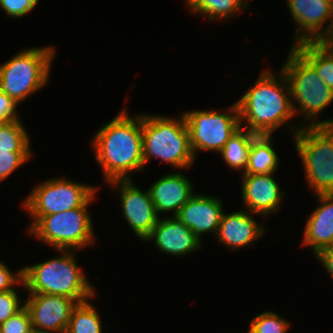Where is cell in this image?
I'll list each match as a JSON object with an SVG mask.
<instances>
[{"label": "cell", "mask_w": 333, "mask_h": 333, "mask_svg": "<svg viewBox=\"0 0 333 333\" xmlns=\"http://www.w3.org/2000/svg\"><path fill=\"white\" fill-rule=\"evenodd\" d=\"M125 107L90 141L105 183L129 180L132 171H144L142 114L131 116Z\"/></svg>", "instance_id": "cell-1"}, {"label": "cell", "mask_w": 333, "mask_h": 333, "mask_svg": "<svg viewBox=\"0 0 333 333\" xmlns=\"http://www.w3.org/2000/svg\"><path fill=\"white\" fill-rule=\"evenodd\" d=\"M279 72L274 74L269 69L261 71L253 87L237 101L242 128L257 135L273 136L276 130L285 126L293 137L302 127V122L288 124L295 114L288 80L281 69Z\"/></svg>", "instance_id": "cell-2"}, {"label": "cell", "mask_w": 333, "mask_h": 333, "mask_svg": "<svg viewBox=\"0 0 333 333\" xmlns=\"http://www.w3.org/2000/svg\"><path fill=\"white\" fill-rule=\"evenodd\" d=\"M61 255L22 267L28 294L62 295L81 303L93 299L97 292L77 263L76 250H54Z\"/></svg>", "instance_id": "cell-3"}, {"label": "cell", "mask_w": 333, "mask_h": 333, "mask_svg": "<svg viewBox=\"0 0 333 333\" xmlns=\"http://www.w3.org/2000/svg\"><path fill=\"white\" fill-rule=\"evenodd\" d=\"M290 48L280 69L289 83L294 114L303 116L302 127L333 126V118L317 120L328 105L333 103V90L325 85L314 66L294 46Z\"/></svg>", "instance_id": "cell-4"}, {"label": "cell", "mask_w": 333, "mask_h": 333, "mask_svg": "<svg viewBox=\"0 0 333 333\" xmlns=\"http://www.w3.org/2000/svg\"><path fill=\"white\" fill-rule=\"evenodd\" d=\"M142 144L144 167L153 158L174 169H189L196 160L189 129L182 113L179 118L142 114Z\"/></svg>", "instance_id": "cell-5"}, {"label": "cell", "mask_w": 333, "mask_h": 333, "mask_svg": "<svg viewBox=\"0 0 333 333\" xmlns=\"http://www.w3.org/2000/svg\"><path fill=\"white\" fill-rule=\"evenodd\" d=\"M55 46L23 49L0 65V92L18 104L48 84Z\"/></svg>", "instance_id": "cell-6"}, {"label": "cell", "mask_w": 333, "mask_h": 333, "mask_svg": "<svg viewBox=\"0 0 333 333\" xmlns=\"http://www.w3.org/2000/svg\"><path fill=\"white\" fill-rule=\"evenodd\" d=\"M95 196L82 207L41 216L31 227H27L26 233L54 250L80 251L86 246H94L97 237L88 208Z\"/></svg>", "instance_id": "cell-7"}, {"label": "cell", "mask_w": 333, "mask_h": 333, "mask_svg": "<svg viewBox=\"0 0 333 333\" xmlns=\"http://www.w3.org/2000/svg\"><path fill=\"white\" fill-rule=\"evenodd\" d=\"M292 138L306 186L314 195L333 193V126H304Z\"/></svg>", "instance_id": "cell-8"}, {"label": "cell", "mask_w": 333, "mask_h": 333, "mask_svg": "<svg viewBox=\"0 0 333 333\" xmlns=\"http://www.w3.org/2000/svg\"><path fill=\"white\" fill-rule=\"evenodd\" d=\"M98 189L96 186L75 182L66 177L47 179L37 184L22 202L24 210L32 218L28 227L41 216L84 206Z\"/></svg>", "instance_id": "cell-9"}, {"label": "cell", "mask_w": 333, "mask_h": 333, "mask_svg": "<svg viewBox=\"0 0 333 333\" xmlns=\"http://www.w3.org/2000/svg\"><path fill=\"white\" fill-rule=\"evenodd\" d=\"M190 145L196 158L198 151L219 153L229 138L241 127L237 102L227 109L184 111Z\"/></svg>", "instance_id": "cell-10"}, {"label": "cell", "mask_w": 333, "mask_h": 333, "mask_svg": "<svg viewBox=\"0 0 333 333\" xmlns=\"http://www.w3.org/2000/svg\"><path fill=\"white\" fill-rule=\"evenodd\" d=\"M120 194V207L123 217L140 241L151 233L156 225L158 216L151 200L149 190L142 191L136 187L133 179L114 180L106 183ZM118 189V190H117Z\"/></svg>", "instance_id": "cell-11"}, {"label": "cell", "mask_w": 333, "mask_h": 333, "mask_svg": "<svg viewBox=\"0 0 333 333\" xmlns=\"http://www.w3.org/2000/svg\"><path fill=\"white\" fill-rule=\"evenodd\" d=\"M287 6L296 25L292 46L316 42L333 24L332 0H287Z\"/></svg>", "instance_id": "cell-12"}, {"label": "cell", "mask_w": 333, "mask_h": 333, "mask_svg": "<svg viewBox=\"0 0 333 333\" xmlns=\"http://www.w3.org/2000/svg\"><path fill=\"white\" fill-rule=\"evenodd\" d=\"M77 304L66 296L44 293L29 294L24 300L32 328L54 333H66L71 313Z\"/></svg>", "instance_id": "cell-13"}, {"label": "cell", "mask_w": 333, "mask_h": 333, "mask_svg": "<svg viewBox=\"0 0 333 333\" xmlns=\"http://www.w3.org/2000/svg\"><path fill=\"white\" fill-rule=\"evenodd\" d=\"M271 174H242L241 201L245 210L258 214L265 220L268 215L277 213L283 204L285 191ZM265 217V218H264Z\"/></svg>", "instance_id": "cell-14"}, {"label": "cell", "mask_w": 333, "mask_h": 333, "mask_svg": "<svg viewBox=\"0 0 333 333\" xmlns=\"http://www.w3.org/2000/svg\"><path fill=\"white\" fill-rule=\"evenodd\" d=\"M154 240L158 251L177 257L197 252L203 241H200L176 216L158 218L156 225L144 241Z\"/></svg>", "instance_id": "cell-15"}, {"label": "cell", "mask_w": 333, "mask_h": 333, "mask_svg": "<svg viewBox=\"0 0 333 333\" xmlns=\"http://www.w3.org/2000/svg\"><path fill=\"white\" fill-rule=\"evenodd\" d=\"M258 214L239 210L226 214L223 212L215 238L218 243L225 245L229 250L254 247V243L262 238L267 229L264 223L255 221Z\"/></svg>", "instance_id": "cell-16"}, {"label": "cell", "mask_w": 333, "mask_h": 333, "mask_svg": "<svg viewBox=\"0 0 333 333\" xmlns=\"http://www.w3.org/2000/svg\"><path fill=\"white\" fill-rule=\"evenodd\" d=\"M223 203L218 197L195 193L180 209L176 217L202 241L205 233L214 237L223 214Z\"/></svg>", "instance_id": "cell-17"}, {"label": "cell", "mask_w": 333, "mask_h": 333, "mask_svg": "<svg viewBox=\"0 0 333 333\" xmlns=\"http://www.w3.org/2000/svg\"><path fill=\"white\" fill-rule=\"evenodd\" d=\"M148 190L158 216L168 212H172V215L176 216L195 194L192 181L187 178V175L178 171L157 179Z\"/></svg>", "instance_id": "cell-18"}, {"label": "cell", "mask_w": 333, "mask_h": 333, "mask_svg": "<svg viewBox=\"0 0 333 333\" xmlns=\"http://www.w3.org/2000/svg\"><path fill=\"white\" fill-rule=\"evenodd\" d=\"M315 196L318 207L306 220L301 242L311 249L314 257L323 249L333 246V193Z\"/></svg>", "instance_id": "cell-19"}, {"label": "cell", "mask_w": 333, "mask_h": 333, "mask_svg": "<svg viewBox=\"0 0 333 333\" xmlns=\"http://www.w3.org/2000/svg\"><path fill=\"white\" fill-rule=\"evenodd\" d=\"M272 139V135H258L252 141L248 165L243 174L276 173L280 158L274 149Z\"/></svg>", "instance_id": "cell-20"}, {"label": "cell", "mask_w": 333, "mask_h": 333, "mask_svg": "<svg viewBox=\"0 0 333 333\" xmlns=\"http://www.w3.org/2000/svg\"><path fill=\"white\" fill-rule=\"evenodd\" d=\"M257 136V134L240 127L229 138L223 149L218 153L229 169L239 171L240 174L245 172L251 144Z\"/></svg>", "instance_id": "cell-21"}, {"label": "cell", "mask_w": 333, "mask_h": 333, "mask_svg": "<svg viewBox=\"0 0 333 333\" xmlns=\"http://www.w3.org/2000/svg\"><path fill=\"white\" fill-rule=\"evenodd\" d=\"M247 0H193L188 8L192 14L205 16L208 22L231 19L244 12L248 7Z\"/></svg>", "instance_id": "cell-22"}, {"label": "cell", "mask_w": 333, "mask_h": 333, "mask_svg": "<svg viewBox=\"0 0 333 333\" xmlns=\"http://www.w3.org/2000/svg\"><path fill=\"white\" fill-rule=\"evenodd\" d=\"M93 305L87 300L75 306L66 333H103L99 311Z\"/></svg>", "instance_id": "cell-23"}, {"label": "cell", "mask_w": 333, "mask_h": 333, "mask_svg": "<svg viewBox=\"0 0 333 333\" xmlns=\"http://www.w3.org/2000/svg\"><path fill=\"white\" fill-rule=\"evenodd\" d=\"M29 135L20 118L0 123V152H32Z\"/></svg>", "instance_id": "cell-24"}, {"label": "cell", "mask_w": 333, "mask_h": 333, "mask_svg": "<svg viewBox=\"0 0 333 333\" xmlns=\"http://www.w3.org/2000/svg\"><path fill=\"white\" fill-rule=\"evenodd\" d=\"M294 47L314 66L325 85L333 90V56L316 42H304Z\"/></svg>", "instance_id": "cell-25"}, {"label": "cell", "mask_w": 333, "mask_h": 333, "mask_svg": "<svg viewBox=\"0 0 333 333\" xmlns=\"http://www.w3.org/2000/svg\"><path fill=\"white\" fill-rule=\"evenodd\" d=\"M290 321L272 310L261 312L253 317L249 325L251 333H288Z\"/></svg>", "instance_id": "cell-26"}, {"label": "cell", "mask_w": 333, "mask_h": 333, "mask_svg": "<svg viewBox=\"0 0 333 333\" xmlns=\"http://www.w3.org/2000/svg\"><path fill=\"white\" fill-rule=\"evenodd\" d=\"M32 155V152H0V183L28 163Z\"/></svg>", "instance_id": "cell-27"}, {"label": "cell", "mask_w": 333, "mask_h": 333, "mask_svg": "<svg viewBox=\"0 0 333 333\" xmlns=\"http://www.w3.org/2000/svg\"><path fill=\"white\" fill-rule=\"evenodd\" d=\"M24 307V299H20L14 288L0 293V325L14 316Z\"/></svg>", "instance_id": "cell-28"}, {"label": "cell", "mask_w": 333, "mask_h": 333, "mask_svg": "<svg viewBox=\"0 0 333 333\" xmlns=\"http://www.w3.org/2000/svg\"><path fill=\"white\" fill-rule=\"evenodd\" d=\"M31 329V318L25 306L0 325V333H29Z\"/></svg>", "instance_id": "cell-29"}, {"label": "cell", "mask_w": 333, "mask_h": 333, "mask_svg": "<svg viewBox=\"0 0 333 333\" xmlns=\"http://www.w3.org/2000/svg\"><path fill=\"white\" fill-rule=\"evenodd\" d=\"M40 0H0V8L11 18H22L35 9Z\"/></svg>", "instance_id": "cell-30"}, {"label": "cell", "mask_w": 333, "mask_h": 333, "mask_svg": "<svg viewBox=\"0 0 333 333\" xmlns=\"http://www.w3.org/2000/svg\"><path fill=\"white\" fill-rule=\"evenodd\" d=\"M16 284V285H15ZM23 287L22 268L13 272L3 261H0V293L7 292L15 288V286Z\"/></svg>", "instance_id": "cell-31"}, {"label": "cell", "mask_w": 333, "mask_h": 333, "mask_svg": "<svg viewBox=\"0 0 333 333\" xmlns=\"http://www.w3.org/2000/svg\"><path fill=\"white\" fill-rule=\"evenodd\" d=\"M18 105L6 93L0 92V123L20 118L17 112Z\"/></svg>", "instance_id": "cell-32"}, {"label": "cell", "mask_w": 333, "mask_h": 333, "mask_svg": "<svg viewBox=\"0 0 333 333\" xmlns=\"http://www.w3.org/2000/svg\"><path fill=\"white\" fill-rule=\"evenodd\" d=\"M315 258L321 263L331 280H333V246L323 249Z\"/></svg>", "instance_id": "cell-33"}, {"label": "cell", "mask_w": 333, "mask_h": 333, "mask_svg": "<svg viewBox=\"0 0 333 333\" xmlns=\"http://www.w3.org/2000/svg\"><path fill=\"white\" fill-rule=\"evenodd\" d=\"M327 53L333 56V24L326 32L316 41Z\"/></svg>", "instance_id": "cell-34"}, {"label": "cell", "mask_w": 333, "mask_h": 333, "mask_svg": "<svg viewBox=\"0 0 333 333\" xmlns=\"http://www.w3.org/2000/svg\"><path fill=\"white\" fill-rule=\"evenodd\" d=\"M29 333H54V332L42 331L32 328Z\"/></svg>", "instance_id": "cell-35"}, {"label": "cell", "mask_w": 333, "mask_h": 333, "mask_svg": "<svg viewBox=\"0 0 333 333\" xmlns=\"http://www.w3.org/2000/svg\"><path fill=\"white\" fill-rule=\"evenodd\" d=\"M193 0H184V2H186L185 4H190Z\"/></svg>", "instance_id": "cell-36"}]
</instances>
